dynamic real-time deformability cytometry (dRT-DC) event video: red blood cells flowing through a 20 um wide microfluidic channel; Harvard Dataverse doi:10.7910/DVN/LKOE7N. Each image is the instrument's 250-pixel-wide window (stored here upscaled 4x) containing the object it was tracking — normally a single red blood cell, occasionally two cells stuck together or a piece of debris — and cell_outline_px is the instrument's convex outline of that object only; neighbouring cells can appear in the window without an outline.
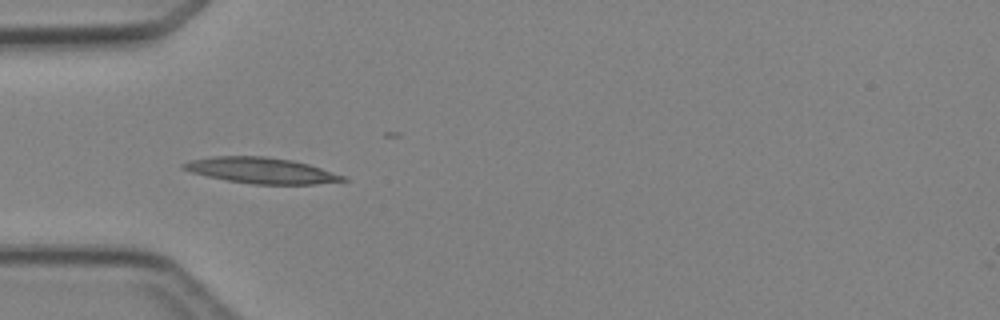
{"species": "Egyptian fruit bat (a non-hibernating species)", "species_latin": "Rousettus aegyptiacus", "temperature_condition": "cold", "stored_images_in_passage": 5, "camera_frame_rate_fps": 3000, "um_per_image_px": 0.085, "animal": {"sex": "female"}, "frame": {"image": 1, "passage_image": 4, "time_ms": 3.667, "image_size_px": [1000, 320], "cell_outline_px": [[348, 180], [316, 184], [252, 184], [228, 180], [208, 176], [192, 172], [180, 168], [180, 164], [192, 160], [212, 156], [264, 156], [292, 160], [308, 164], [344, 176]], "centroid_in_image_um": [22.17, 14.48], "position_along_channel_um": 62.8, "area_um2": 23.76}}
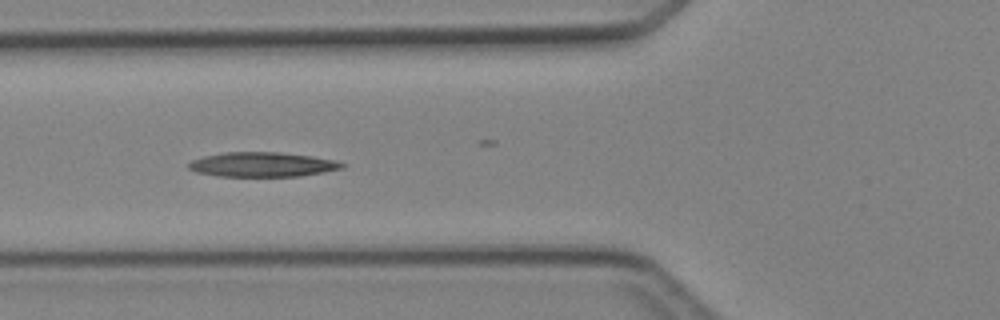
{"frame": {"image": 2, "passage_image": 5, "time_ms": 4.667, "image_size_px": [1000, 320], "cell_outline_px": [[348, 164], [344, 168], [324, 172], [300, 176], [216, 176], [196, 172], [188, 168], [188, 164], [192, 160], [204, 156], [224, 152], [280, 152], [312, 156], [336, 160]], "centroid_in_image_um": [22.34, 13.98], "position_along_channel_um": 103.5, "area_um2": 22.14}}